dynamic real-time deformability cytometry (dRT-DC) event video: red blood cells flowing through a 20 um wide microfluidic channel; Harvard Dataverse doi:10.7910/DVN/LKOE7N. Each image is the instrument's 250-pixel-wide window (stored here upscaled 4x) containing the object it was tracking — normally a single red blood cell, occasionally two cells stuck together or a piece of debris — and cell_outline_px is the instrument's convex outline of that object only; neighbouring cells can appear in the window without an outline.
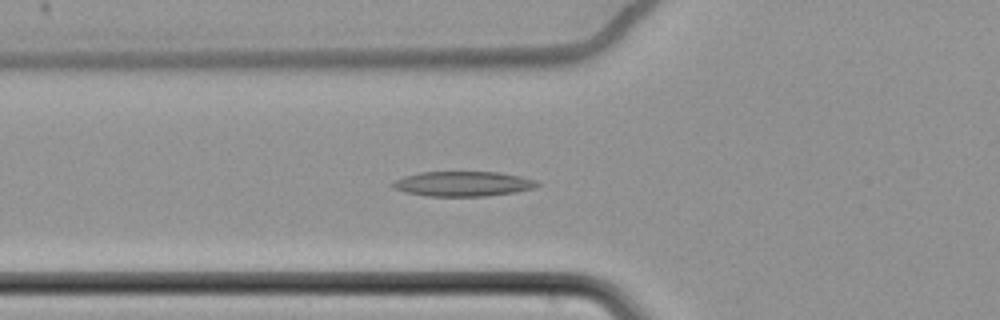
{"species": "common noctule bat (a hibernating species)", "species_latin": "Nyctalus noctula", "temperature_condition": "cold", "stored_images_in_passage": 44, "camera_frame_rate_fps": 3000, "um_per_image_px": 0.085, "animal": {"sex": "female", "body_mass_g": 22.7, "forearm_length_mm": 54.2}, "frame": {"image": 1, "passage_image": 6, "time_ms": 1.667, "image_size_px": [1000, 320], "cell_outline_px": [[540, 184], [532, 188], [516, 192], [484, 196], [428, 196], [404, 192], [396, 188], [392, 184], [396, 180], [404, 176], [420, 172], [500, 172], [520, 176], [536, 180]], "centroid_in_image_um": [39.37, 15.62], "position_along_channel_um": 86.4, "area_um2": 20.81}}
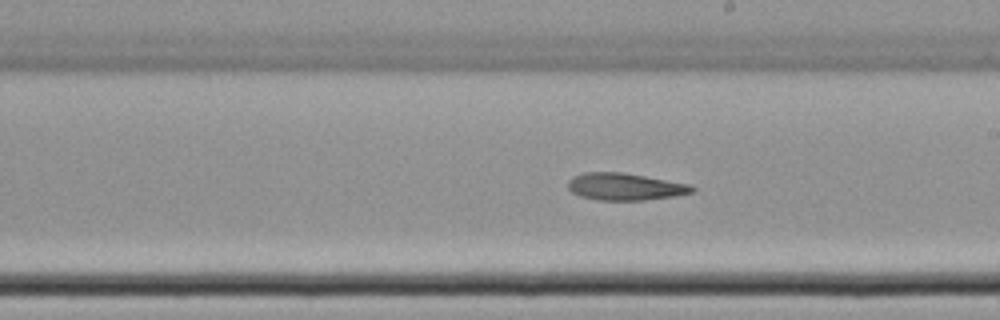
{"frame": {"image": 2, "passage_image": 19, "time_ms": 6.0, "image_size_px": [1000, 320], "cell_outline_px": [[696, 188], [692, 192], [672, 196], [644, 200], [600, 200], [580, 196], [572, 192], [568, 188], [568, 180], [572, 176], [584, 172], [624, 172], [692, 184]], "centroid_in_image_um": [53.12, 15.85], "position_along_channel_um": 235.9, "area_um2": 19.71}}
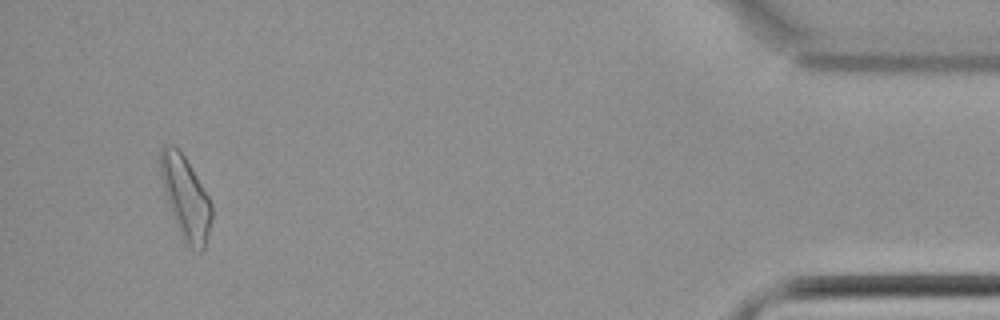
{"frame": {"image": 3, "passage_image": 41, "time_ms": 13.333, "image_size_px": [1000, 320], "cell_outline_px": [[212, 220], [204, 248], [200, 252], [184, 244], [172, 212], [160, 176], [160, 148], [164, 144], [172, 144], [180, 148], [208, 196], [212, 204]], "centroid_in_image_um": [15.78, 16.77], "position_along_channel_um": 419.4, "area_um2": 24.45}}